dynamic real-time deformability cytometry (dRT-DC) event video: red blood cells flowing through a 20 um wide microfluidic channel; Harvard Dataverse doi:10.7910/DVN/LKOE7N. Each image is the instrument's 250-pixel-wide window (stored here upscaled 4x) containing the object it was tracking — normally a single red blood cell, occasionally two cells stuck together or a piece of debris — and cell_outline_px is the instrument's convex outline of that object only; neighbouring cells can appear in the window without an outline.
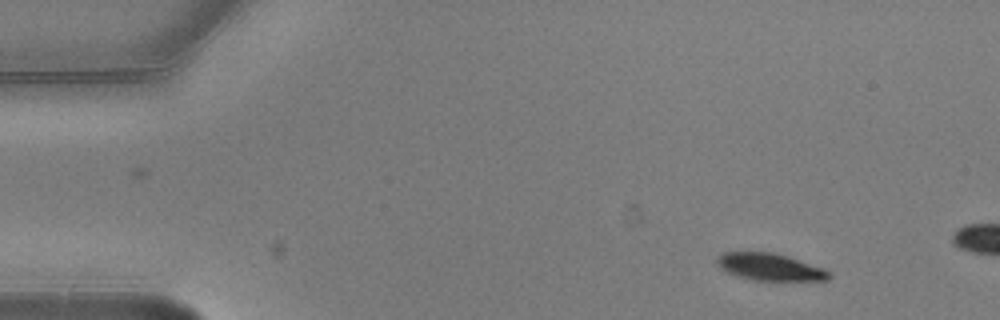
{"species": "common noctule bat (a hibernating species)", "species_latin": "Nyctalus noctula", "temperature_condition": "warm", "stored_images_in_passage": 6, "camera_frame_rate_fps": 3000, "um_per_image_px": 0.085, "animal": {"sex": "male", "body_mass_g": 20.5, "forearm_length_mm": 52.5}, "frame": {"image": 1, "passage_image": 1, "time_ms": 0.0, "image_size_px": [1000, 320], "cell_outline_px": [[832, 276], [828, 280], [752, 280], [728, 272], [716, 260], [724, 252], [776, 252], [824, 268]], "centroid_in_image_um": [65.51, 22.68], "position_along_channel_um": 19.5, "area_um2": 17.34}}